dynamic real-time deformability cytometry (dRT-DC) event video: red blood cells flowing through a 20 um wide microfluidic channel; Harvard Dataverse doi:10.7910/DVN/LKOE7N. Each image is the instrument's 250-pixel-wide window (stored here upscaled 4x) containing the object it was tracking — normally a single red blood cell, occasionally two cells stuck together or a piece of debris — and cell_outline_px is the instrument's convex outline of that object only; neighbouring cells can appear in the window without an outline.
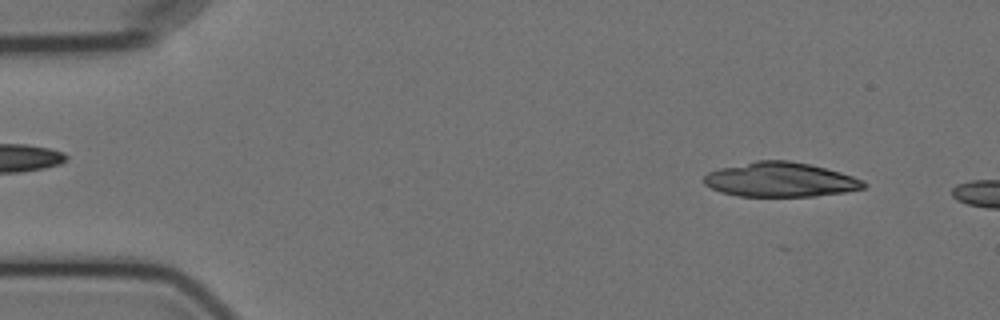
{"species": "Egyptian fruit bat (a non-hibernating species)", "species_latin": "Rousettus aegyptiacus", "temperature_condition": "cold", "stored_images_in_passage": 3, "camera_frame_rate_fps": 3000, "um_per_image_px": 0.085, "animal": {"sex": "female"}, "frame": {"image": 1, "passage_image": 1, "time_ms": 0.0, "image_size_px": [1000, 320], "cell_outline_px": [[868, 184], [864, 188], [844, 192], [816, 196], [740, 196], [720, 192], [704, 184], [704, 176], [708, 172], [720, 168], [756, 160], [788, 160], [808, 164], [840, 172], [864, 180]], "centroid_in_image_um": [66.33, 15.27], "position_along_channel_um": 18.7, "area_um2": 32.02}}